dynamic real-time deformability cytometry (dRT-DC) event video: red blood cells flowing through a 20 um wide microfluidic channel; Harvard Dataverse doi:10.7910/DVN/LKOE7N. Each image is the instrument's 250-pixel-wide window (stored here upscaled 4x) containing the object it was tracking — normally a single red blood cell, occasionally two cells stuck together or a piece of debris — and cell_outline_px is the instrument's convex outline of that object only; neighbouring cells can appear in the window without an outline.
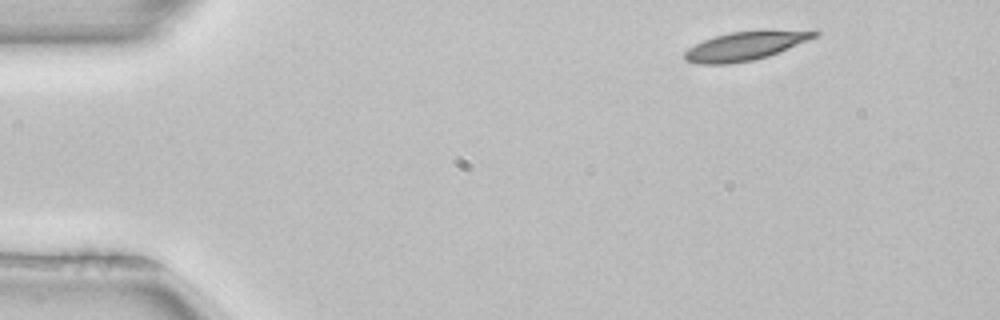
{"species": "common noctule bat (a hibernating species)", "species_latin": "Nyctalus noctula", "temperature_condition": "room temperature", "stored_images_in_passage": 3, "camera_frame_rate_fps": 3000, "um_per_image_px": 0.085, "animal": {"sex": "female", "body_mass_g": 22.7, "forearm_length_mm": 54.2}, "frame": {"image": 1, "passage_image": 1, "time_ms": 0.0, "image_size_px": [1000, 320], "cell_outline_px": [[820, 32], [816, 36], [808, 40], [768, 56], [752, 60], [728, 64], [700, 64], [684, 60], [684, 52], [688, 48], [704, 40], [716, 36], [732, 32], [764, 28], [816, 28]], "centroid_in_image_um": [63.49, 3.83], "position_along_channel_um": 21.5, "area_um2": 22.54}}